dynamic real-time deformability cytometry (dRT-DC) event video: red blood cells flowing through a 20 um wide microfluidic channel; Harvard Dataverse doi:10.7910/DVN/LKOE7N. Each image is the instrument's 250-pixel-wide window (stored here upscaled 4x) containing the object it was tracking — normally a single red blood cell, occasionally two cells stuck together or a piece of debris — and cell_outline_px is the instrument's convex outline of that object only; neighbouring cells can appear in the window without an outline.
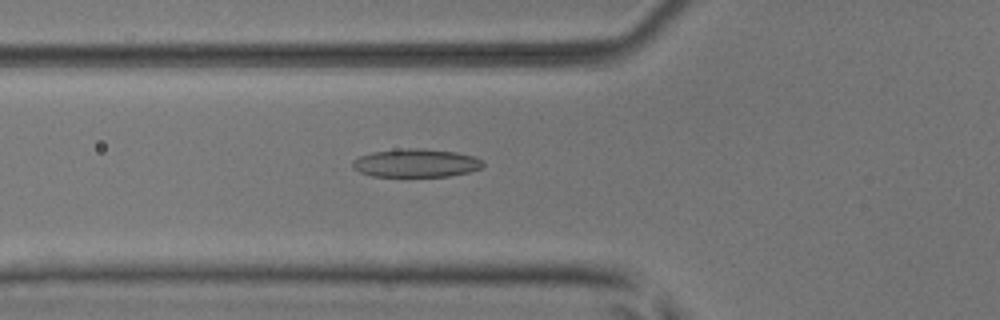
{"species": "common noctule bat (a hibernating species)", "species_latin": "Nyctalus noctula", "temperature_condition": "room temperature", "stored_images_in_passage": 37, "camera_frame_rate_fps": 3000, "um_per_image_px": 0.085, "animal": {"sex": "male", "body_mass_g": 17.9, "forearm_length_mm": 54.2}, "frame": {"image": 1, "passage_image": 4, "time_ms": 1.0, "image_size_px": [1000, 320], "cell_outline_px": [[484, 164], [480, 168], [468, 172], [448, 176], [372, 176], [360, 172], [352, 168], [352, 160], [360, 156], [372, 152], [404, 148], [420, 148], [456, 152], [476, 156], [484, 160]], "centroid_in_image_um": [35.36, 13.85], "position_along_channel_um": 90.4, "area_um2": 21.56}}
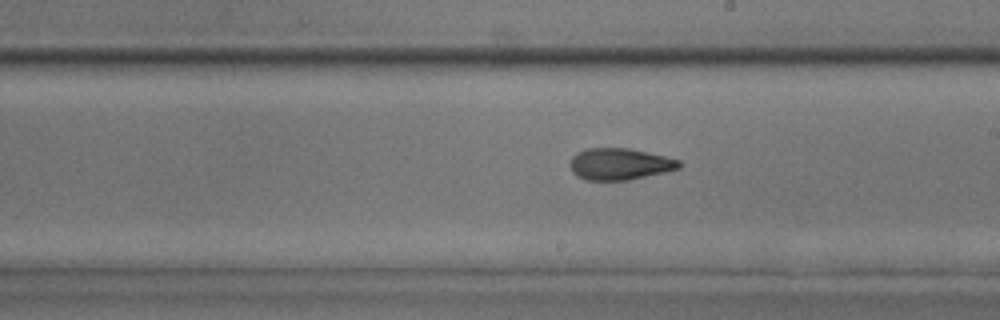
{"frame": {"image": 2, "passage_image": 15, "time_ms": 4.667, "image_size_px": [1000, 320], "cell_outline_px": [[680, 168], [628, 180], [584, 180], [576, 176], [572, 172], [568, 164], [572, 156], [576, 152], [588, 148], [632, 148], [680, 160]], "centroid_in_image_um": [52.61, 13.93], "position_along_channel_um": 236.4, "area_um2": 20.23}}
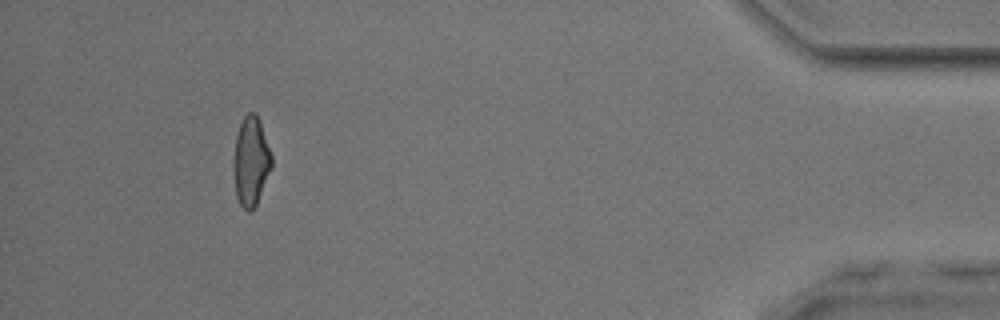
{"frame": {"image": 3, "passage_image": 33, "time_ms": 10.667, "image_size_px": [1000, 320], "cell_outline_px": [[272, 168], [256, 204], [248, 212], [240, 204], [236, 196], [232, 168], [232, 164], [236, 136], [240, 124], [244, 116], [248, 112], [256, 112], [260, 120], [272, 156]], "centroid_in_image_um": [21.32, 13.69], "position_along_channel_um": 413.9, "area_um2": 19.94}, "authors_computed_cell_mechanics": {"area_um2": 20.0566, "velocity_mm_per_s": 3.9848, "shape_relaxation_time_tau1_ms": 4.8129, "shape_relaxation_time_tau2_ms": 3.0725, "deformation_change_tau1": 0.1506, "deformation_change_tau2": 0.1071}}